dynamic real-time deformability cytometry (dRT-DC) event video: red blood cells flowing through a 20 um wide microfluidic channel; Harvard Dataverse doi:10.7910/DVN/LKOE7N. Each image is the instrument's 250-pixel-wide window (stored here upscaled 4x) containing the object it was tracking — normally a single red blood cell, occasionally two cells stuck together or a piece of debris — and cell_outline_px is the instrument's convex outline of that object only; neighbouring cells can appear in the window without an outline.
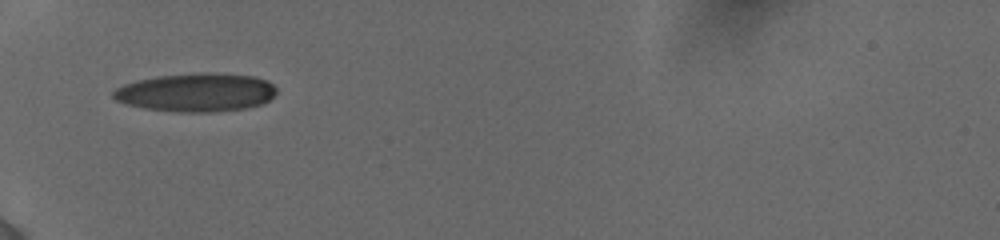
{"species": "human", "species_latin": "Homo sapiens", "temperature_condition": "cold", "stored_images_in_passage": 36, "camera_frame_rate_fps": 3000, "um_per_image_px": 0.085, "donor": {"sex": "female"}, "frame": {"image": 1, "passage_image": 1, "time_ms": 0.0, "image_size_px": [1000, 240], "cell_outline_px": [[276, 92], [268, 100], [260, 104], [244, 108], [212, 112], [176, 112], [144, 108], [124, 104], [116, 100], [112, 96], [112, 92], [116, 88], [124, 84], [156, 76], [200, 72], [204, 72], [252, 76], [268, 80], [276, 88]], "centroid_in_image_um": [16.64, 7.85], "position_along_channel_um": 68.4, "area_um2": 36.53}}
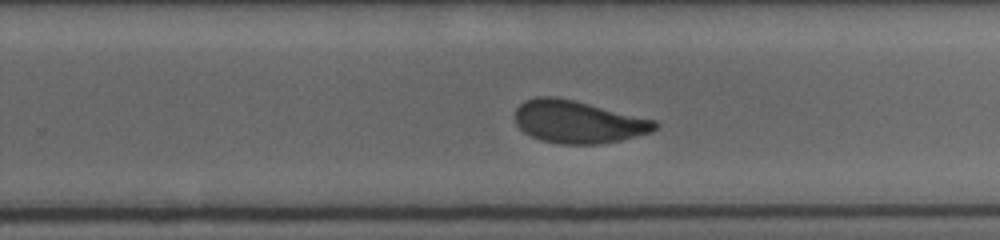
{"frame": {"image": 2, "passage_image": 17, "time_ms": 4.333, "image_size_px": [1000, 240], "cell_outline_px": [[660, 124], [652, 132], [620, 140], [600, 144], [560, 144], [540, 140], [524, 132], [516, 124], [516, 108], [520, 104], [536, 96], [556, 96], [656, 120]], "centroid_in_image_um": [49.14, 10.36], "position_along_channel_um": 280.7, "area_um2": 34.56}}
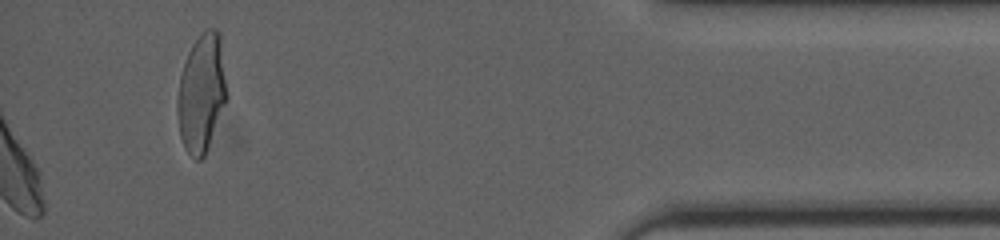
{"frame": {"image": 3, "passage_image": 36, "time_ms": 10.333, "image_size_px": [1000, 240], "cell_outline_px": [[228, 100], [204, 156], [200, 160], [196, 160], [184, 148], [180, 136], [176, 108], [176, 100], [180, 76], [188, 52], [192, 44], [204, 28], [216, 28], [220, 32], [228, 92]], "centroid_in_image_um": [17.15, 7.88], "position_along_channel_um": 418.0, "area_um2": 34.74}, "authors_computed_cell_mechanics": {"area_um2": 35.1135, "velocity_mm_per_s": 3.8507, "shape_relaxation_time_tau1_ms": 6.2226, "shape_relaxation_time_tau2_ms": 0.851, "deformation_change_tau1": 0.1288, "deformation_change_tau2": 0.0238}}